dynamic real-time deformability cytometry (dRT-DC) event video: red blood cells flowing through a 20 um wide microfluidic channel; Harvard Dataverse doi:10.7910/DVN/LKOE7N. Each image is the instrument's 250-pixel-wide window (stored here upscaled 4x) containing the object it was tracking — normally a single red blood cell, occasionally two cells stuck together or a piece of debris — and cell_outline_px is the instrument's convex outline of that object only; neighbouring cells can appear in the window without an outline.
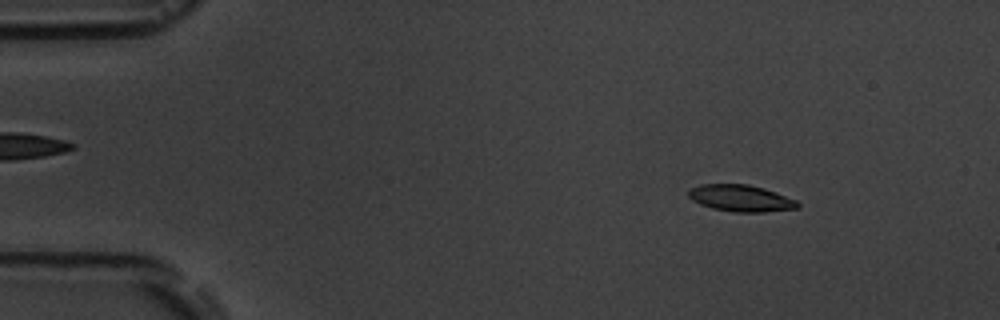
{"species": "common noctule bat (a hibernating species)", "species_latin": "Nyctalus noctula", "temperature_condition": "room temperature", "stored_images_in_passage": 6, "segment_of_instrument_passage": [1, 2], "camera_frame_rate_fps": 3000, "um_per_image_px": 0.085, "animal": {"sex": "male", "body_mass_g": 19.5, "forearm_length_mm": 54.6}, "frame": {"image": 1, "passage_image": 3, "time_ms": 2.333, "image_size_px": [1000, 320], "cell_outline_px": [[800, 208], [764, 212], [732, 212], [712, 208], [700, 204], [692, 200], [688, 196], [688, 188], [700, 184], [748, 184], [764, 188], [776, 192], [796, 200], [800, 204]], "centroid_in_image_um": [62.96, 16.84], "position_along_channel_um": 22.0, "area_um2": 17.17}}